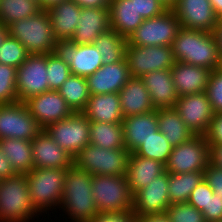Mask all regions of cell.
Segmentation results:
<instances>
[{"instance_id": "obj_1", "label": "cell", "mask_w": 222, "mask_h": 222, "mask_svg": "<svg viewBox=\"0 0 222 222\" xmlns=\"http://www.w3.org/2000/svg\"><path fill=\"white\" fill-rule=\"evenodd\" d=\"M176 62L217 69L219 49L213 32L181 27L171 45Z\"/></svg>"}, {"instance_id": "obj_2", "label": "cell", "mask_w": 222, "mask_h": 222, "mask_svg": "<svg viewBox=\"0 0 222 222\" xmlns=\"http://www.w3.org/2000/svg\"><path fill=\"white\" fill-rule=\"evenodd\" d=\"M92 175L74 164L67 169L61 208L73 222H89L97 213L91 192Z\"/></svg>"}, {"instance_id": "obj_3", "label": "cell", "mask_w": 222, "mask_h": 222, "mask_svg": "<svg viewBox=\"0 0 222 222\" xmlns=\"http://www.w3.org/2000/svg\"><path fill=\"white\" fill-rule=\"evenodd\" d=\"M9 35L16 38L29 55L54 53L56 38L46 9L35 16L16 21L8 26Z\"/></svg>"}, {"instance_id": "obj_4", "label": "cell", "mask_w": 222, "mask_h": 222, "mask_svg": "<svg viewBox=\"0 0 222 222\" xmlns=\"http://www.w3.org/2000/svg\"><path fill=\"white\" fill-rule=\"evenodd\" d=\"M37 212L25 174L0 179V222H28Z\"/></svg>"}, {"instance_id": "obj_5", "label": "cell", "mask_w": 222, "mask_h": 222, "mask_svg": "<svg viewBox=\"0 0 222 222\" xmlns=\"http://www.w3.org/2000/svg\"><path fill=\"white\" fill-rule=\"evenodd\" d=\"M68 168H33L26 173L31 201L39 212L60 206Z\"/></svg>"}, {"instance_id": "obj_6", "label": "cell", "mask_w": 222, "mask_h": 222, "mask_svg": "<svg viewBox=\"0 0 222 222\" xmlns=\"http://www.w3.org/2000/svg\"><path fill=\"white\" fill-rule=\"evenodd\" d=\"M91 192L98 213L133 210V194L130 191L126 175H92Z\"/></svg>"}, {"instance_id": "obj_7", "label": "cell", "mask_w": 222, "mask_h": 222, "mask_svg": "<svg viewBox=\"0 0 222 222\" xmlns=\"http://www.w3.org/2000/svg\"><path fill=\"white\" fill-rule=\"evenodd\" d=\"M129 155L127 149H104L87 144L73 158V164L90 175L121 176L127 173Z\"/></svg>"}, {"instance_id": "obj_8", "label": "cell", "mask_w": 222, "mask_h": 222, "mask_svg": "<svg viewBox=\"0 0 222 222\" xmlns=\"http://www.w3.org/2000/svg\"><path fill=\"white\" fill-rule=\"evenodd\" d=\"M180 28L173 10L167 9L159 16L144 19L127 38V45L171 46Z\"/></svg>"}, {"instance_id": "obj_9", "label": "cell", "mask_w": 222, "mask_h": 222, "mask_svg": "<svg viewBox=\"0 0 222 222\" xmlns=\"http://www.w3.org/2000/svg\"><path fill=\"white\" fill-rule=\"evenodd\" d=\"M211 146L206 136L194 135L188 141L173 147L165 171L168 173H187L205 171L210 163Z\"/></svg>"}, {"instance_id": "obj_10", "label": "cell", "mask_w": 222, "mask_h": 222, "mask_svg": "<svg viewBox=\"0 0 222 222\" xmlns=\"http://www.w3.org/2000/svg\"><path fill=\"white\" fill-rule=\"evenodd\" d=\"M73 158L90 141V121L82 112L52 123L44 129Z\"/></svg>"}, {"instance_id": "obj_11", "label": "cell", "mask_w": 222, "mask_h": 222, "mask_svg": "<svg viewBox=\"0 0 222 222\" xmlns=\"http://www.w3.org/2000/svg\"><path fill=\"white\" fill-rule=\"evenodd\" d=\"M125 59L129 74L134 78L157 70H171L176 62L171 46L127 45Z\"/></svg>"}, {"instance_id": "obj_12", "label": "cell", "mask_w": 222, "mask_h": 222, "mask_svg": "<svg viewBox=\"0 0 222 222\" xmlns=\"http://www.w3.org/2000/svg\"><path fill=\"white\" fill-rule=\"evenodd\" d=\"M41 130L24 102L0 105V140L16 138L31 141Z\"/></svg>"}, {"instance_id": "obj_13", "label": "cell", "mask_w": 222, "mask_h": 222, "mask_svg": "<svg viewBox=\"0 0 222 222\" xmlns=\"http://www.w3.org/2000/svg\"><path fill=\"white\" fill-rule=\"evenodd\" d=\"M54 54L69 65L71 74L77 76L87 77L103 66L102 56L94 44L57 40Z\"/></svg>"}, {"instance_id": "obj_14", "label": "cell", "mask_w": 222, "mask_h": 222, "mask_svg": "<svg viewBox=\"0 0 222 222\" xmlns=\"http://www.w3.org/2000/svg\"><path fill=\"white\" fill-rule=\"evenodd\" d=\"M16 88L20 102L49 91L47 54L27 56L26 60L17 68Z\"/></svg>"}, {"instance_id": "obj_15", "label": "cell", "mask_w": 222, "mask_h": 222, "mask_svg": "<svg viewBox=\"0 0 222 222\" xmlns=\"http://www.w3.org/2000/svg\"><path fill=\"white\" fill-rule=\"evenodd\" d=\"M174 108L194 135L206 136L215 114L206 92L180 96Z\"/></svg>"}, {"instance_id": "obj_16", "label": "cell", "mask_w": 222, "mask_h": 222, "mask_svg": "<svg viewBox=\"0 0 222 222\" xmlns=\"http://www.w3.org/2000/svg\"><path fill=\"white\" fill-rule=\"evenodd\" d=\"M169 173L164 171L133 196L136 217L163 214L171 205L168 195Z\"/></svg>"}, {"instance_id": "obj_17", "label": "cell", "mask_w": 222, "mask_h": 222, "mask_svg": "<svg viewBox=\"0 0 222 222\" xmlns=\"http://www.w3.org/2000/svg\"><path fill=\"white\" fill-rule=\"evenodd\" d=\"M172 10L186 29L213 32L219 20L210 0H178Z\"/></svg>"}, {"instance_id": "obj_18", "label": "cell", "mask_w": 222, "mask_h": 222, "mask_svg": "<svg viewBox=\"0 0 222 222\" xmlns=\"http://www.w3.org/2000/svg\"><path fill=\"white\" fill-rule=\"evenodd\" d=\"M24 103L42 129L74 113L58 91L32 96Z\"/></svg>"}, {"instance_id": "obj_19", "label": "cell", "mask_w": 222, "mask_h": 222, "mask_svg": "<svg viewBox=\"0 0 222 222\" xmlns=\"http://www.w3.org/2000/svg\"><path fill=\"white\" fill-rule=\"evenodd\" d=\"M131 78L126 59L103 65L95 73L86 77L90 95L119 93Z\"/></svg>"}, {"instance_id": "obj_20", "label": "cell", "mask_w": 222, "mask_h": 222, "mask_svg": "<svg viewBox=\"0 0 222 222\" xmlns=\"http://www.w3.org/2000/svg\"><path fill=\"white\" fill-rule=\"evenodd\" d=\"M31 145L35 168L61 169L73 165V157L62 149L44 129L31 140Z\"/></svg>"}, {"instance_id": "obj_21", "label": "cell", "mask_w": 222, "mask_h": 222, "mask_svg": "<svg viewBox=\"0 0 222 222\" xmlns=\"http://www.w3.org/2000/svg\"><path fill=\"white\" fill-rule=\"evenodd\" d=\"M109 28V7L81 8L76 31L70 40L76 44H93Z\"/></svg>"}, {"instance_id": "obj_22", "label": "cell", "mask_w": 222, "mask_h": 222, "mask_svg": "<svg viewBox=\"0 0 222 222\" xmlns=\"http://www.w3.org/2000/svg\"><path fill=\"white\" fill-rule=\"evenodd\" d=\"M210 69L183 62H175L171 74L178 96L206 92Z\"/></svg>"}, {"instance_id": "obj_23", "label": "cell", "mask_w": 222, "mask_h": 222, "mask_svg": "<svg viewBox=\"0 0 222 222\" xmlns=\"http://www.w3.org/2000/svg\"><path fill=\"white\" fill-rule=\"evenodd\" d=\"M155 109L174 108L179 96L171 70H157L141 77Z\"/></svg>"}, {"instance_id": "obj_24", "label": "cell", "mask_w": 222, "mask_h": 222, "mask_svg": "<svg viewBox=\"0 0 222 222\" xmlns=\"http://www.w3.org/2000/svg\"><path fill=\"white\" fill-rule=\"evenodd\" d=\"M125 148L133 153L142 143L158 131L157 109L122 121Z\"/></svg>"}, {"instance_id": "obj_25", "label": "cell", "mask_w": 222, "mask_h": 222, "mask_svg": "<svg viewBox=\"0 0 222 222\" xmlns=\"http://www.w3.org/2000/svg\"><path fill=\"white\" fill-rule=\"evenodd\" d=\"M118 94L124 118L155 110L141 78L131 77Z\"/></svg>"}, {"instance_id": "obj_26", "label": "cell", "mask_w": 222, "mask_h": 222, "mask_svg": "<svg viewBox=\"0 0 222 222\" xmlns=\"http://www.w3.org/2000/svg\"><path fill=\"white\" fill-rule=\"evenodd\" d=\"M165 171V165L157 160L130 153L126 178L133 196Z\"/></svg>"}, {"instance_id": "obj_27", "label": "cell", "mask_w": 222, "mask_h": 222, "mask_svg": "<svg viewBox=\"0 0 222 222\" xmlns=\"http://www.w3.org/2000/svg\"><path fill=\"white\" fill-rule=\"evenodd\" d=\"M82 113L90 122L122 123L124 119L118 93L90 95Z\"/></svg>"}, {"instance_id": "obj_28", "label": "cell", "mask_w": 222, "mask_h": 222, "mask_svg": "<svg viewBox=\"0 0 222 222\" xmlns=\"http://www.w3.org/2000/svg\"><path fill=\"white\" fill-rule=\"evenodd\" d=\"M56 40H70L76 31L81 8L72 0L61 1L47 9Z\"/></svg>"}, {"instance_id": "obj_29", "label": "cell", "mask_w": 222, "mask_h": 222, "mask_svg": "<svg viewBox=\"0 0 222 222\" xmlns=\"http://www.w3.org/2000/svg\"><path fill=\"white\" fill-rule=\"evenodd\" d=\"M110 28L126 39L131 35L144 18L136 11L131 0H109Z\"/></svg>"}, {"instance_id": "obj_30", "label": "cell", "mask_w": 222, "mask_h": 222, "mask_svg": "<svg viewBox=\"0 0 222 222\" xmlns=\"http://www.w3.org/2000/svg\"><path fill=\"white\" fill-rule=\"evenodd\" d=\"M158 130L176 147L194 136L175 108L157 109Z\"/></svg>"}, {"instance_id": "obj_31", "label": "cell", "mask_w": 222, "mask_h": 222, "mask_svg": "<svg viewBox=\"0 0 222 222\" xmlns=\"http://www.w3.org/2000/svg\"><path fill=\"white\" fill-rule=\"evenodd\" d=\"M0 147L17 174L29 173L34 168L31 141L6 138L0 140Z\"/></svg>"}, {"instance_id": "obj_32", "label": "cell", "mask_w": 222, "mask_h": 222, "mask_svg": "<svg viewBox=\"0 0 222 222\" xmlns=\"http://www.w3.org/2000/svg\"><path fill=\"white\" fill-rule=\"evenodd\" d=\"M104 149H126L122 123L90 122V141Z\"/></svg>"}, {"instance_id": "obj_33", "label": "cell", "mask_w": 222, "mask_h": 222, "mask_svg": "<svg viewBox=\"0 0 222 222\" xmlns=\"http://www.w3.org/2000/svg\"><path fill=\"white\" fill-rule=\"evenodd\" d=\"M204 179V171L169 173L168 195L170 204L188 202L193 189Z\"/></svg>"}, {"instance_id": "obj_34", "label": "cell", "mask_w": 222, "mask_h": 222, "mask_svg": "<svg viewBox=\"0 0 222 222\" xmlns=\"http://www.w3.org/2000/svg\"><path fill=\"white\" fill-rule=\"evenodd\" d=\"M93 44L102 56L103 65L125 59L127 39L111 28L101 33Z\"/></svg>"}, {"instance_id": "obj_35", "label": "cell", "mask_w": 222, "mask_h": 222, "mask_svg": "<svg viewBox=\"0 0 222 222\" xmlns=\"http://www.w3.org/2000/svg\"><path fill=\"white\" fill-rule=\"evenodd\" d=\"M74 112H82L90 98L86 77L71 74L58 90Z\"/></svg>"}, {"instance_id": "obj_36", "label": "cell", "mask_w": 222, "mask_h": 222, "mask_svg": "<svg viewBox=\"0 0 222 222\" xmlns=\"http://www.w3.org/2000/svg\"><path fill=\"white\" fill-rule=\"evenodd\" d=\"M41 10L35 0H0V23L8 27L16 21L35 16Z\"/></svg>"}, {"instance_id": "obj_37", "label": "cell", "mask_w": 222, "mask_h": 222, "mask_svg": "<svg viewBox=\"0 0 222 222\" xmlns=\"http://www.w3.org/2000/svg\"><path fill=\"white\" fill-rule=\"evenodd\" d=\"M172 150L173 146L167 141L164 134L158 130L143 141L134 153L140 157L157 160L166 165Z\"/></svg>"}, {"instance_id": "obj_38", "label": "cell", "mask_w": 222, "mask_h": 222, "mask_svg": "<svg viewBox=\"0 0 222 222\" xmlns=\"http://www.w3.org/2000/svg\"><path fill=\"white\" fill-rule=\"evenodd\" d=\"M17 68L0 63V105L18 102Z\"/></svg>"}, {"instance_id": "obj_39", "label": "cell", "mask_w": 222, "mask_h": 222, "mask_svg": "<svg viewBox=\"0 0 222 222\" xmlns=\"http://www.w3.org/2000/svg\"><path fill=\"white\" fill-rule=\"evenodd\" d=\"M71 75L70 67L54 53L47 54V80L49 91H58Z\"/></svg>"}, {"instance_id": "obj_40", "label": "cell", "mask_w": 222, "mask_h": 222, "mask_svg": "<svg viewBox=\"0 0 222 222\" xmlns=\"http://www.w3.org/2000/svg\"><path fill=\"white\" fill-rule=\"evenodd\" d=\"M29 54L25 47L12 36L8 35L0 46V63L18 68Z\"/></svg>"}, {"instance_id": "obj_41", "label": "cell", "mask_w": 222, "mask_h": 222, "mask_svg": "<svg viewBox=\"0 0 222 222\" xmlns=\"http://www.w3.org/2000/svg\"><path fill=\"white\" fill-rule=\"evenodd\" d=\"M165 214L170 222H206L202 212L188 202L171 204Z\"/></svg>"}, {"instance_id": "obj_42", "label": "cell", "mask_w": 222, "mask_h": 222, "mask_svg": "<svg viewBox=\"0 0 222 222\" xmlns=\"http://www.w3.org/2000/svg\"><path fill=\"white\" fill-rule=\"evenodd\" d=\"M206 94L211 103L214 113H222V71H211Z\"/></svg>"}, {"instance_id": "obj_43", "label": "cell", "mask_w": 222, "mask_h": 222, "mask_svg": "<svg viewBox=\"0 0 222 222\" xmlns=\"http://www.w3.org/2000/svg\"><path fill=\"white\" fill-rule=\"evenodd\" d=\"M209 193H213V189L203 179L192 191L188 203L194 206L198 211L207 208L209 201Z\"/></svg>"}, {"instance_id": "obj_44", "label": "cell", "mask_w": 222, "mask_h": 222, "mask_svg": "<svg viewBox=\"0 0 222 222\" xmlns=\"http://www.w3.org/2000/svg\"><path fill=\"white\" fill-rule=\"evenodd\" d=\"M134 2L136 11L144 18L150 19L161 15L166 7L159 0H131Z\"/></svg>"}, {"instance_id": "obj_45", "label": "cell", "mask_w": 222, "mask_h": 222, "mask_svg": "<svg viewBox=\"0 0 222 222\" xmlns=\"http://www.w3.org/2000/svg\"><path fill=\"white\" fill-rule=\"evenodd\" d=\"M204 180L213 189V194L222 198V168L210 162L204 171Z\"/></svg>"}, {"instance_id": "obj_46", "label": "cell", "mask_w": 222, "mask_h": 222, "mask_svg": "<svg viewBox=\"0 0 222 222\" xmlns=\"http://www.w3.org/2000/svg\"><path fill=\"white\" fill-rule=\"evenodd\" d=\"M202 214L206 222H218L222 220V198L213 193H209L207 208H204Z\"/></svg>"}, {"instance_id": "obj_47", "label": "cell", "mask_w": 222, "mask_h": 222, "mask_svg": "<svg viewBox=\"0 0 222 222\" xmlns=\"http://www.w3.org/2000/svg\"><path fill=\"white\" fill-rule=\"evenodd\" d=\"M89 222H136L133 210L118 213H97Z\"/></svg>"}, {"instance_id": "obj_48", "label": "cell", "mask_w": 222, "mask_h": 222, "mask_svg": "<svg viewBox=\"0 0 222 222\" xmlns=\"http://www.w3.org/2000/svg\"><path fill=\"white\" fill-rule=\"evenodd\" d=\"M206 138L209 144H222V113L214 114Z\"/></svg>"}, {"instance_id": "obj_49", "label": "cell", "mask_w": 222, "mask_h": 222, "mask_svg": "<svg viewBox=\"0 0 222 222\" xmlns=\"http://www.w3.org/2000/svg\"><path fill=\"white\" fill-rule=\"evenodd\" d=\"M17 173L13 169L11 163L8 161L6 156L3 154L0 147V179H5L11 176H15Z\"/></svg>"}, {"instance_id": "obj_50", "label": "cell", "mask_w": 222, "mask_h": 222, "mask_svg": "<svg viewBox=\"0 0 222 222\" xmlns=\"http://www.w3.org/2000/svg\"><path fill=\"white\" fill-rule=\"evenodd\" d=\"M80 8H105L109 6V0H72Z\"/></svg>"}, {"instance_id": "obj_51", "label": "cell", "mask_w": 222, "mask_h": 222, "mask_svg": "<svg viewBox=\"0 0 222 222\" xmlns=\"http://www.w3.org/2000/svg\"><path fill=\"white\" fill-rule=\"evenodd\" d=\"M210 146V162L219 168H222V144H210Z\"/></svg>"}, {"instance_id": "obj_52", "label": "cell", "mask_w": 222, "mask_h": 222, "mask_svg": "<svg viewBox=\"0 0 222 222\" xmlns=\"http://www.w3.org/2000/svg\"><path fill=\"white\" fill-rule=\"evenodd\" d=\"M136 222H170L167 215L163 214H154L143 217H136Z\"/></svg>"}, {"instance_id": "obj_53", "label": "cell", "mask_w": 222, "mask_h": 222, "mask_svg": "<svg viewBox=\"0 0 222 222\" xmlns=\"http://www.w3.org/2000/svg\"><path fill=\"white\" fill-rule=\"evenodd\" d=\"M219 52H222V19L219 18L218 23L213 31Z\"/></svg>"}, {"instance_id": "obj_54", "label": "cell", "mask_w": 222, "mask_h": 222, "mask_svg": "<svg viewBox=\"0 0 222 222\" xmlns=\"http://www.w3.org/2000/svg\"><path fill=\"white\" fill-rule=\"evenodd\" d=\"M213 10L220 18L222 16V0H210Z\"/></svg>"}, {"instance_id": "obj_55", "label": "cell", "mask_w": 222, "mask_h": 222, "mask_svg": "<svg viewBox=\"0 0 222 222\" xmlns=\"http://www.w3.org/2000/svg\"><path fill=\"white\" fill-rule=\"evenodd\" d=\"M61 1H65V0H40V7L41 9L47 10L52 5L60 3Z\"/></svg>"}, {"instance_id": "obj_56", "label": "cell", "mask_w": 222, "mask_h": 222, "mask_svg": "<svg viewBox=\"0 0 222 222\" xmlns=\"http://www.w3.org/2000/svg\"><path fill=\"white\" fill-rule=\"evenodd\" d=\"M8 35H9L8 27L0 23V46L3 44Z\"/></svg>"}, {"instance_id": "obj_57", "label": "cell", "mask_w": 222, "mask_h": 222, "mask_svg": "<svg viewBox=\"0 0 222 222\" xmlns=\"http://www.w3.org/2000/svg\"><path fill=\"white\" fill-rule=\"evenodd\" d=\"M166 9H172L176 4L178 0H159Z\"/></svg>"}, {"instance_id": "obj_58", "label": "cell", "mask_w": 222, "mask_h": 222, "mask_svg": "<svg viewBox=\"0 0 222 222\" xmlns=\"http://www.w3.org/2000/svg\"><path fill=\"white\" fill-rule=\"evenodd\" d=\"M217 69L219 71H222V52H219V64H218Z\"/></svg>"}]
</instances>
